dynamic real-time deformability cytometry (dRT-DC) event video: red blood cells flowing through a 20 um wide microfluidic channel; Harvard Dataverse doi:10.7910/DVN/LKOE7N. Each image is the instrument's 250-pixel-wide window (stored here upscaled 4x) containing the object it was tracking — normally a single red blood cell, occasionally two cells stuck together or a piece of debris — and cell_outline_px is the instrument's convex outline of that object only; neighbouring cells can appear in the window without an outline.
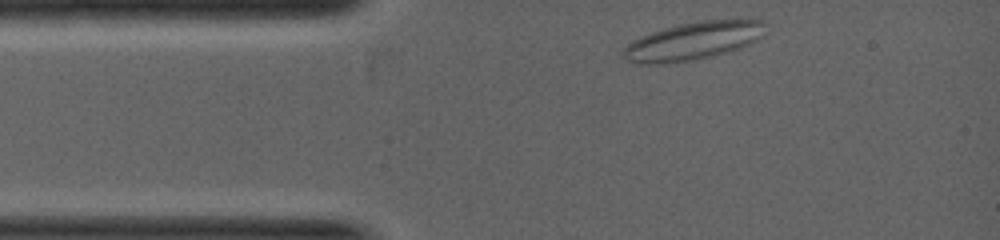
{"species": "common noctule bat (a hibernating species)", "species_latin": "Nyctalus noctula", "temperature_condition": "warm", "stored_images_in_passage": 6, "camera_frame_rate_fps": 5000, "um_per_image_px": 0.085, "animal": {"sex": "female", "body_mass_g": 19.0, "forearm_length_mm": 53.3}, "frame": {"image": 1, "passage_image": 1, "time_ms": 0.0, "image_size_px": [1000, 240], "cell_outline_px": [[764, 36], [740, 48], [712, 56], [692, 60], [652, 64], [636, 64], [620, 56], [620, 52], [628, 44], [640, 36], [664, 28], [680, 24], [704, 20], [764, 20]], "centroid_in_image_um": [58.88, 3.49], "position_along_channel_um": 26.1, "area_um2": 31.15}}
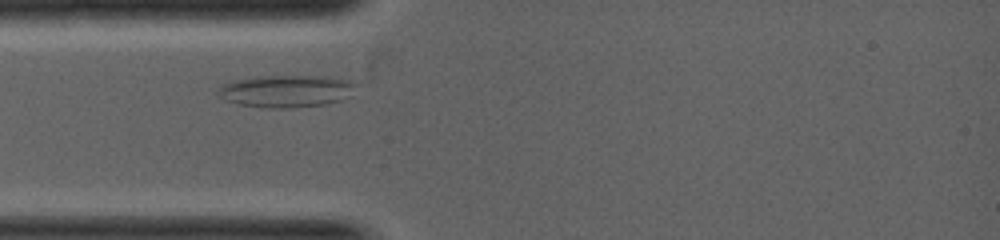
{"frame": {"image": 2, "passage_image": 3, "time_ms": 0.8, "image_size_px": [1000, 240], "cell_outline_px": [[356, 84], [340, 100], [328, 104], [288, 108], [268, 108], [236, 104], [220, 96], [220, 88], [224, 84], [236, 80], [260, 76], [332, 76], [348, 80]], "centroid_in_image_um": [24.32, 7.74], "position_along_channel_um": 60.7, "area_um2": 25.37}}
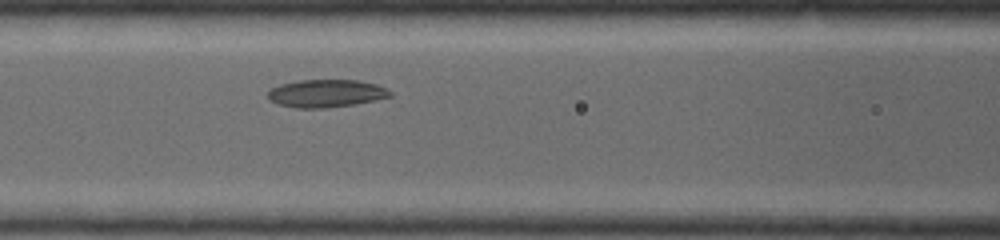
{"frame": {"image": 3, "passage_image": 6, "time_ms": 1.8, "image_size_px": [1000, 240], "cell_outline_px": [[392, 96], [376, 100], [356, 104], [328, 108], [296, 108], [276, 104], [268, 100], [268, 92], [272, 88], [280, 84], [300, 80], [360, 80], [376, 84], [388, 88], [392, 92]], "centroid_in_image_um": [27.74, 7.94], "position_along_channel_um": 138.9, "area_um2": 20.06}}